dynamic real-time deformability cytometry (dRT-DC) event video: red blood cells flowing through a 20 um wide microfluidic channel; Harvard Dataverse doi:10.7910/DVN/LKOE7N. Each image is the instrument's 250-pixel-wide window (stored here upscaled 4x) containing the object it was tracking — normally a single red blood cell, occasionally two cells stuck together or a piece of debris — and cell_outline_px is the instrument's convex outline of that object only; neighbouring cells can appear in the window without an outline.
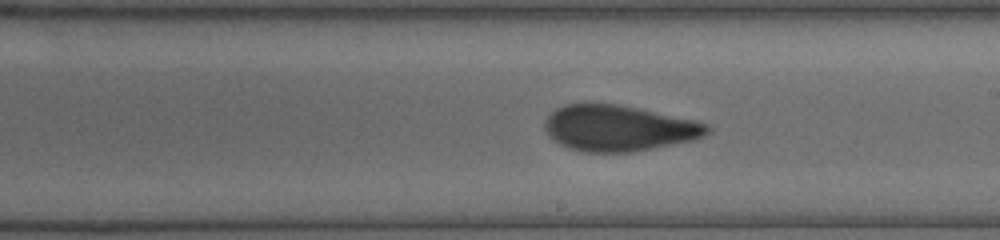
{"species": "human", "species_latin": "Homo sapiens", "temperature_condition": "cold", "stored_images_in_passage": 27, "camera_frame_rate_fps": 3000, "um_per_image_px": 0.085, "donor": {"sex": "female"}, "frame": {"image": 1, "passage_image": 15, "time_ms": 3.333, "image_size_px": [1000, 240], "cell_outline_px": [[712, 132], [696, 140], [652, 148], [628, 152], [584, 152], [568, 148], [552, 140], [544, 128], [544, 120], [556, 108], [568, 104], [616, 104], [636, 108], [692, 120], [708, 124], [712, 128]], "centroid_in_image_um": [52.59, 10.91], "position_along_channel_um": 236.4, "area_um2": 43.23}}
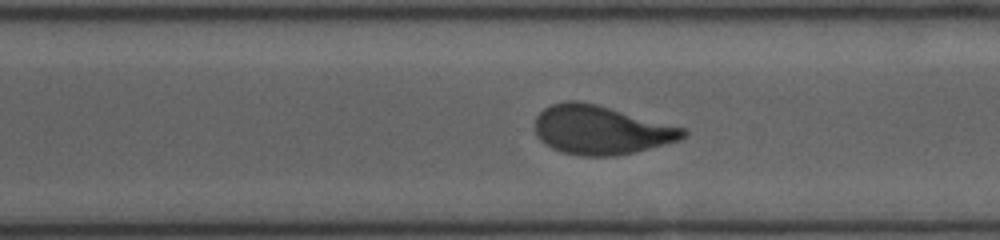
{"frame": {"image": 2, "passage_image": 22, "time_ms": 5.333, "image_size_px": [1000, 240], "cell_outline_px": [[688, 132], [680, 140], [632, 152], [612, 156], [580, 156], [560, 152], [552, 148], [540, 140], [536, 136], [536, 116], [544, 108], [552, 104], [564, 100], [580, 100], [596, 104], [684, 128]], "centroid_in_image_um": [51.03, 11.04], "position_along_channel_um": 319.6, "area_um2": 41.91}}
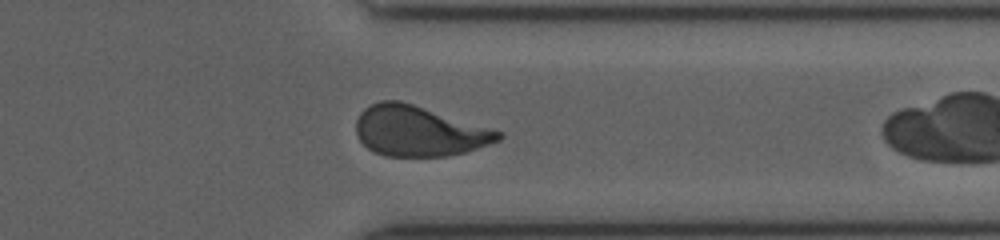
{"frame": {"image": 3, "passage_image": 26, "time_ms": 6.667, "image_size_px": [1000, 240], "cell_outline_px": [[504, 136], [500, 140], [464, 152], [448, 156], [388, 156], [376, 152], [368, 148], [360, 140], [356, 132], [356, 120], [360, 112], [364, 108], [380, 100], [400, 100], [504, 132]], "centroid_in_image_um": [35.6, 11.13], "position_along_channel_um": 375.8, "area_um2": 41.5}}